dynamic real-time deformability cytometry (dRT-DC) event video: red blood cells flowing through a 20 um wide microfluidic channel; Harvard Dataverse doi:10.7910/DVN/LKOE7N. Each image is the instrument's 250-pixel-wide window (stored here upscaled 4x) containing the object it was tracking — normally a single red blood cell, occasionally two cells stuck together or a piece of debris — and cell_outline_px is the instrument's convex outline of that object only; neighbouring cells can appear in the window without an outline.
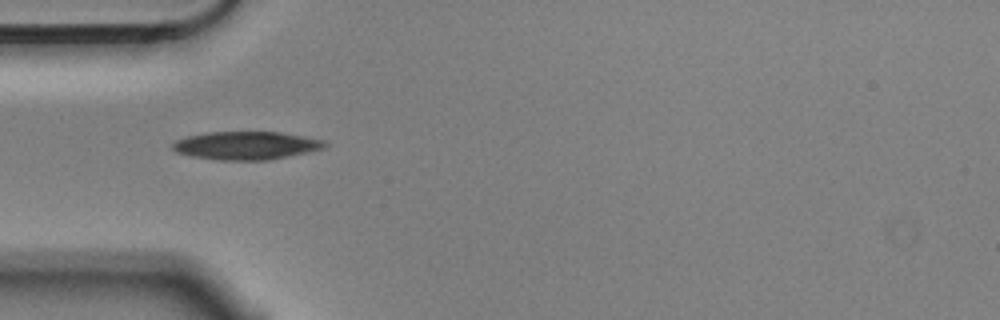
{"species": "Egyptian fruit bat (a non-hibernating species)", "species_latin": "Rousettus aegyptiacus", "temperature_condition": "cold", "stored_images_in_passage": 11, "camera_frame_rate_fps": 3000, "um_per_image_px": 0.085, "animal": {"sex": "male"}, "frame": {"image": 1, "passage_image": 1, "time_ms": 0.0, "image_size_px": [1000, 320], "cell_outline_px": [[328, 148], [268, 160], [220, 160], [192, 156], [176, 152], [172, 148], [172, 144], [176, 140], [188, 136], [208, 132], [280, 132], [304, 136], [324, 140], [328, 144]], "centroid_in_image_um": [20.97, 12.37], "position_along_channel_um": 64.0, "area_um2": 24.97}}
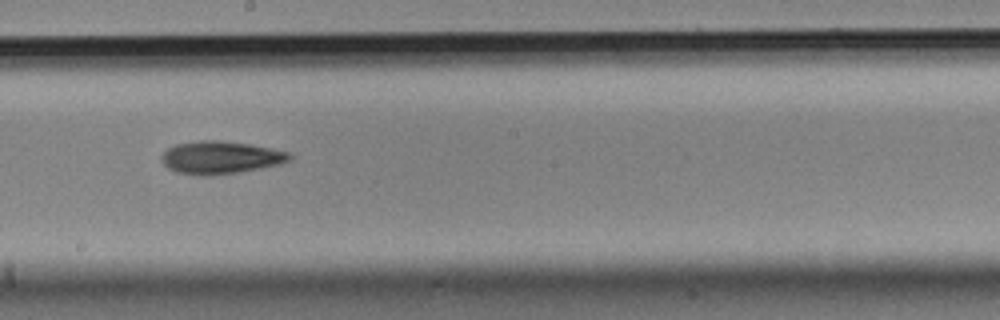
{"frame": {"image": 2, "passage_image": 5, "time_ms": 1.333, "image_size_px": [1000, 320], "cell_outline_px": [[296, 156], [292, 160], [280, 164], [240, 172], [208, 176], [204, 176], [176, 172], [168, 168], [160, 160], [160, 156], [168, 148], [176, 144], [200, 140], [220, 140], [248, 144], [292, 152]], "centroid_in_image_um": [18.78, 13.39], "position_along_channel_um": 229.4, "area_um2": 24.68}}
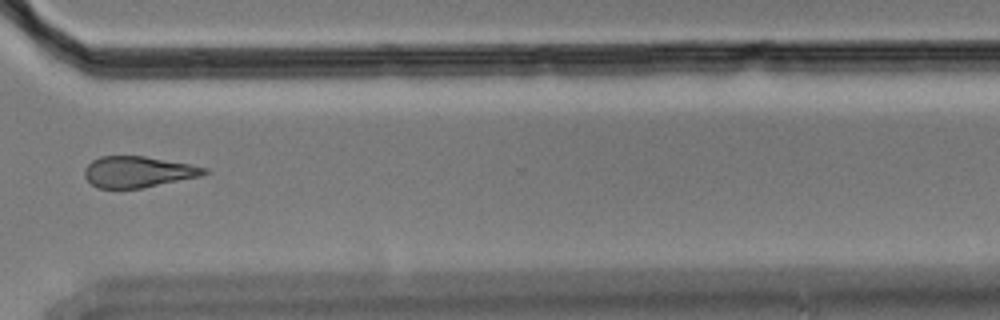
{"frame": {"image": 3, "passage_image": 8, "time_ms": 2.333, "image_size_px": [1000, 320], "cell_outline_px": [[212, 172], [200, 176], [140, 188], [100, 188], [92, 184], [84, 176], [84, 168], [92, 160], [100, 156], [144, 156], [188, 164], [208, 168]], "centroid_in_image_um": [11.73, 14.6], "position_along_channel_um": 358.9, "area_um2": 21.5}}